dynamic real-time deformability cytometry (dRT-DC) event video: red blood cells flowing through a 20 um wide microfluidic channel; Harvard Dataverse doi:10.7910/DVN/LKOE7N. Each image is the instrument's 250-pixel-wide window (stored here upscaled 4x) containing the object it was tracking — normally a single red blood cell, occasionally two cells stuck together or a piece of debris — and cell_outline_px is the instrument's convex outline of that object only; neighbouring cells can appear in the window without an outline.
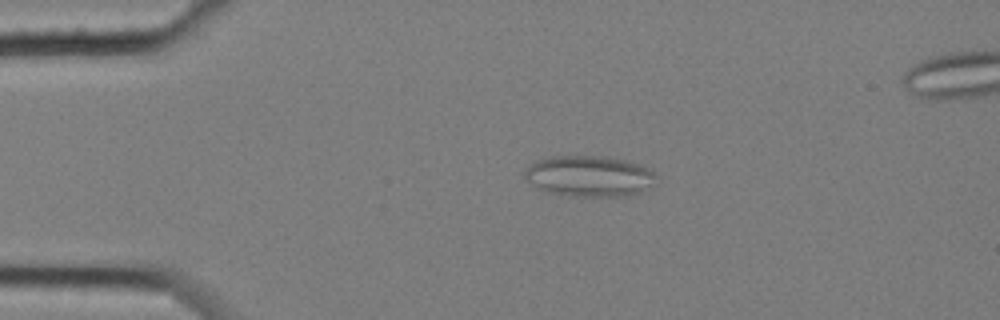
{"species": "common noctule bat (a hibernating species)", "species_latin": "Nyctalus noctula", "temperature_condition": "cold", "stored_images_in_passage": 15, "camera_frame_rate_fps": 3000, "um_per_image_px": 0.085, "animal": {"sex": "female", "body_mass_g": 25.1}, "frame": {"image": 1, "passage_image": 2, "time_ms": 0.333, "image_size_px": [1000, 320], "cell_outline_px": [[656, 176], [652, 188], [640, 192], [624, 196], [576, 196], [552, 192], [540, 188], [532, 184], [524, 176], [524, 168], [536, 160], [552, 156], [608, 156], [628, 160], [640, 164], [648, 168]], "centroid_in_image_um": [50.12, 14.95], "position_along_channel_um": 34.9, "area_um2": 31.39}}
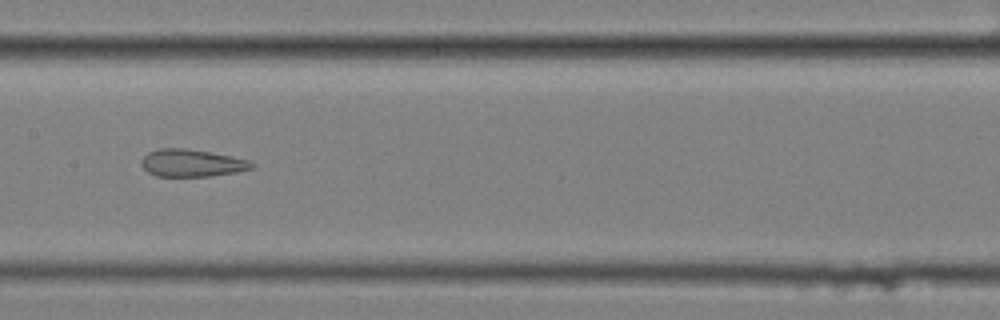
{"frame": {"image": 2, "passage_image": 7, "time_ms": 2.0, "image_size_px": [1000, 320], "cell_outline_px": [[256, 168], [236, 172], [212, 176], [156, 176], [148, 172], [140, 164], [140, 160], [148, 152], [160, 148], [184, 148], [232, 156], [248, 160], [256, 164]], "centroid_in_image_um": [16.32, 13.86], "position_along_channel_um": 191.1, "area_um2": 17.69}}
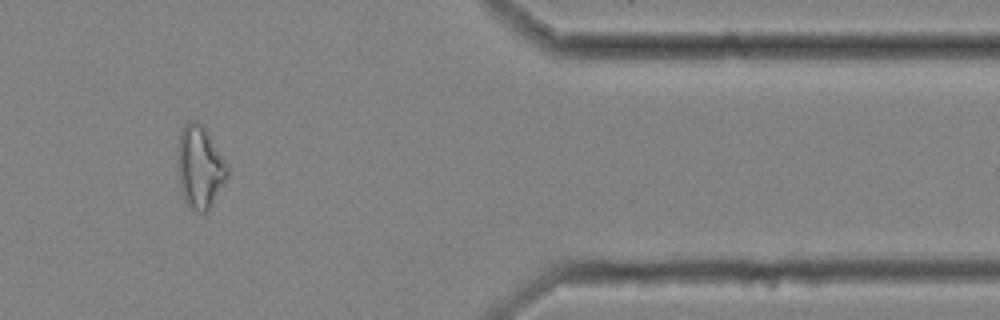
{"frame": {"image": 3, "passage_image": 12, "time_ms": 3.667, "image_size_px": [1000, 320], "cell_outline_px": [[228, 176], [208, 208], [204, 212], [196, 212], [188, 204], [180, 180], [180, 132], [184, 124], [192, 120], [200, 124], [204, 128], [228, 164]], "centroid_in_image_um": [17.04, 14.17], "position_along_channel_um": 394.4, "area_um2": 22.43}}